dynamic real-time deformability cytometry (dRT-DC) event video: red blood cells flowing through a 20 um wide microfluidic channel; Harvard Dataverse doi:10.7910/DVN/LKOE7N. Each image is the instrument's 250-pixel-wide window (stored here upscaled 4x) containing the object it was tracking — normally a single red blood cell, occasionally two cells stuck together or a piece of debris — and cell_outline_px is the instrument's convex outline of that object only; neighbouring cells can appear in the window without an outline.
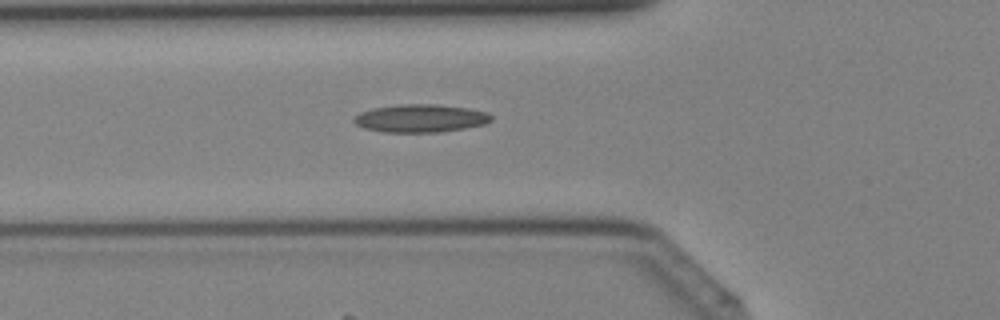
{"species": "Egyptian fruit bat (a non-hibernating species)", "species_latin": "Rousettus aegyptiacus", "temperature_condition": "cold", "stored_images_in_passage": 29, "camera_frame_rate_fps": 3000, "um_per_image_px": 0.085, "animal": {"sex": "female"}, "frame": {"image": 1, "passage_image": 3, "time_ms": 0.667, "image_size_px": [1000, 320], "cell_outline_px": [[492, 120], [484, 124], [464, 128], [440, 132], [384, 132], [364, 128], [356, 124], [352, 120], [360, 112], [372, 108], [400, 104], [440, 104], [468, 108], [488, 112], [492, 116]], "centroid_in_image_um": [35.75, 10.05], "position_along_channel_um": 90.1, "area_um2": 22.43}}
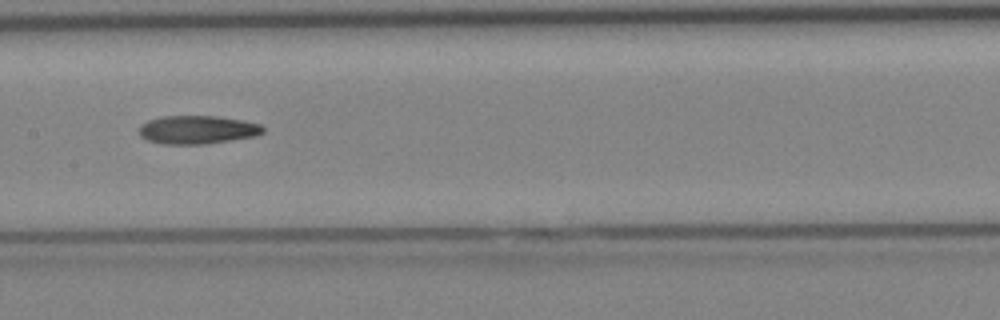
{"frame": {"image": 2, "passage_image": 9, "time_ms": 2.667, "image_size_px": [1000, 320], "cell_outline_px": [[264, 132], [256, 136], [208, 144], [164, 144], [148, 140], [140, 136], [140, 124], [148, 120], [160, 116], [216, 116], [244, 120], [260, 124], [264, 128]], "centroid_in_image_um": [16.79, 11.02], "position_along_channel_um": 190.6, "area_um2": 20.63}}
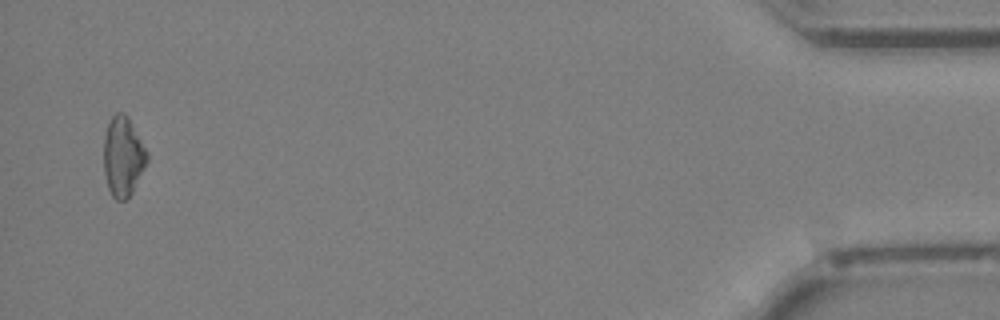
{"frame": {"image": 3, "passage_image": 28, "time_ms": 9.0, "image_size_px": [1000, 320], "cell_outline_px": [[148, 160], [132, 192], [124, 200], [116, 200], [112, 196], [108, 188], [104, 172], [104, 136], [108, 124], [112, 116], [116, 112], [124, 112], [128, 116], [148, 152]], "centroid_in_image_um": [10.46, 13.28], "position_along_channel_um": 424.7, "area_um2": 20.06}}